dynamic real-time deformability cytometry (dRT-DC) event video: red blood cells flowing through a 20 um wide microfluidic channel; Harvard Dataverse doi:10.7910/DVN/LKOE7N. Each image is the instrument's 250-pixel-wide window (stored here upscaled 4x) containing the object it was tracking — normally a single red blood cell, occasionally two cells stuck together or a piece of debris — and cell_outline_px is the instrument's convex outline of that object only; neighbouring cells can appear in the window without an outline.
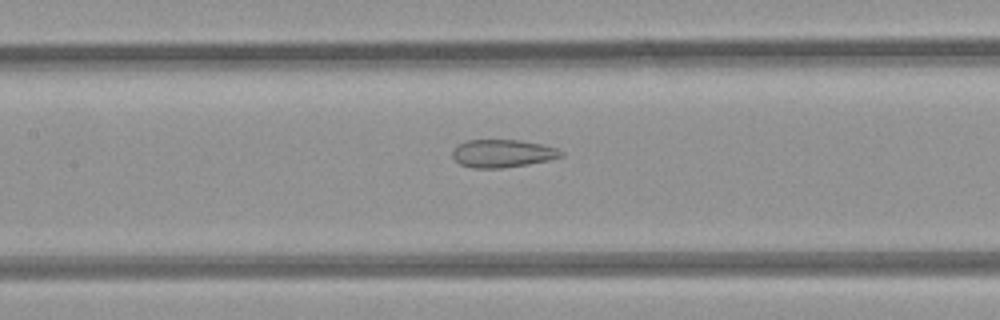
{"species": "common noctule bat (a hibernating species)", "species_latin": "Nyctalus noctula", "temperature_condition": "room temperature", "stored_images_in_passage": 28, "camera_frame_rate_fps": 3000, "um_per_image_px": 0.085, "animal": {"sex": "female", "body_mass_g": 21.9}, "frame": {"image": 1, "passage_image": 10, "time_ms": 3.0, "image_size_px": [1000, 320], "cell_outline_px": [[564, 156], [548, 160], [528, 164], [500, 168], [472, 168], [460, 164], [452, 156], [452, 152], [460, 144], [468, 140], [520, 140], [544, 144], [556, 148], [564, 152]], "centroid_in_image_um": [42.75, 13.04], "position_along_channel_um": 164.6, "area_um2": 17.57}}
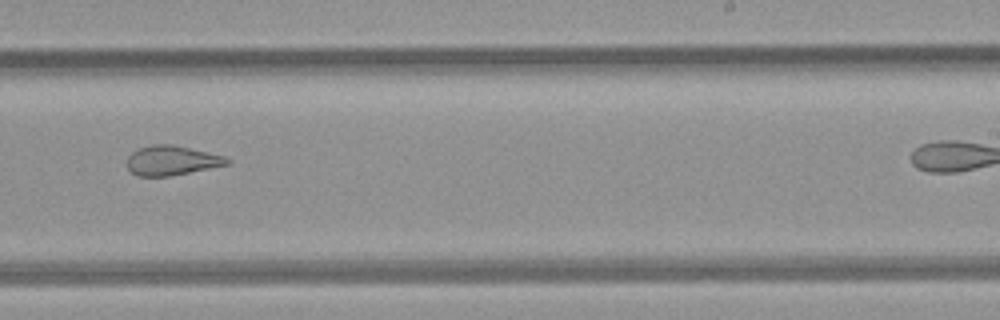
{"frame": {"image": 2, "passage_image": 18, "time_ms": 5.667, "image_size_px": [1000, 320], "cell_outline_px": [[232, 160], [228, 164], [168, 176], [136, 176], [128, 168], [128, 156], [136, 148], [152, 144], [172, 144], [224, 156]], "centroid_in_image_um": [14.56, 13.63], "position_along_channel_um": 274.4, "area_um2": 17.05}}
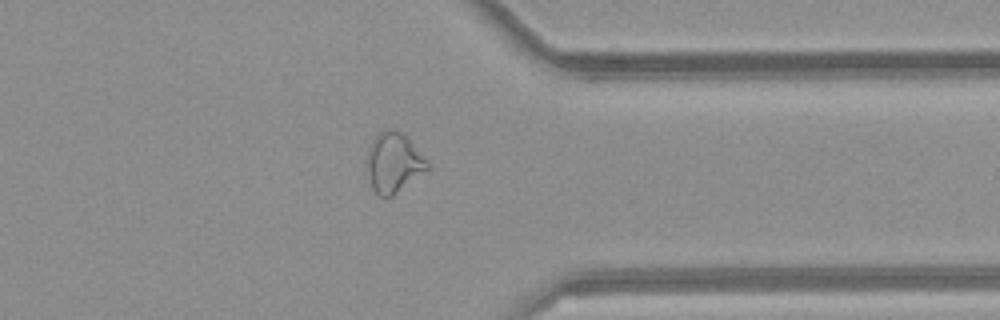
{"frame": {"image": 3, "passage_image": 26, "time_ms": 8.333, "image_size_px": [1000, 320], "cell_outline_px": [[432, 168], [392, 196], [380, 196], [372, 188], [368, 172], [368, 148], [372, 140], [384, 128], [400, 128], [408, 136], [432, 164]], "centroid_in_image_um": [33.54, 13.76], "position_along_channel_um": 377.9, "area_um2": 21.68}}